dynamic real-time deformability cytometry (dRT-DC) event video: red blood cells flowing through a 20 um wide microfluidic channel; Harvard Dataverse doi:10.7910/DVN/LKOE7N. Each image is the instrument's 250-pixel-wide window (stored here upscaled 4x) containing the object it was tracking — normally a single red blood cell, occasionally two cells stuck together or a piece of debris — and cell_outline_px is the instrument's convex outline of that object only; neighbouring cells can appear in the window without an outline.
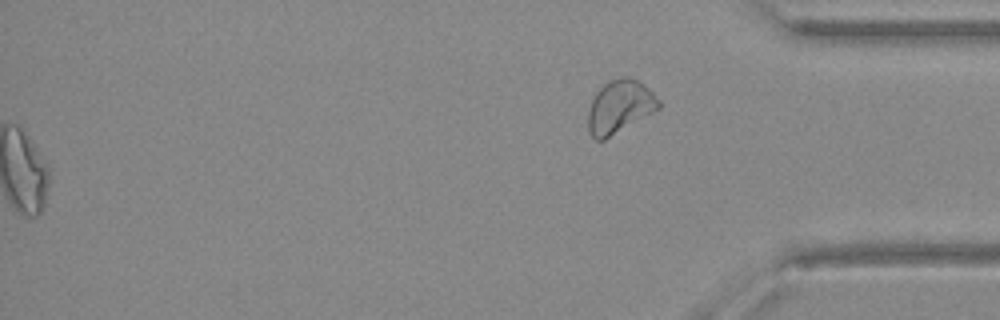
{"species": "Egyptian fruit bat (a non-hibernating species)", "species_latin": "Rousettus aegyptiacus", "temperature_condition": "warm", "stored_images_in_passage": 41, "segment_of_instrument_passage": [2, 2], "camera_frame_rate_fps": 3000, "um_per_image_px": 0.085, "animal": {"sex": "female"}, "frame": {"image": 1, "passage_image": 41, "time_ms": 13.333, "image_size_px": [1000, 320], "cell_outline_px": [[660, 108], [604, 140], [596, 140], [588, 132], [588, 112], [592, 100], [596, 92], [608, 80], [624, 76], [628, 76], [644, 84], [660, 100]], "centroid_in_image_um": [52.66, 9.06], "position_along_channel_um": 382.5, "area_um2": 21.73}}